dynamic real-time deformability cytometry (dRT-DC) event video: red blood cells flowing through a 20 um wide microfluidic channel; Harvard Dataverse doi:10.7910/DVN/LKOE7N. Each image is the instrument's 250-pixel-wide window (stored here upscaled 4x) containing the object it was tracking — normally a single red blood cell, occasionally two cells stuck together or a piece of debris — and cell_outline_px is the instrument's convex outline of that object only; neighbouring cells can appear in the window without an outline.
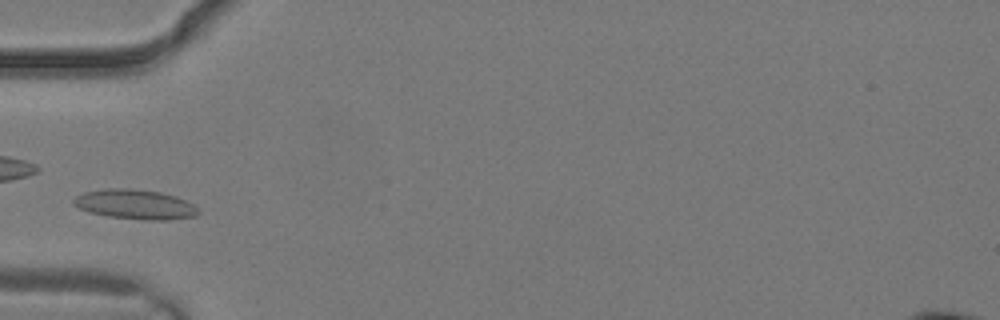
{"species": "common noctule bat (a hibernating species)", "species_latin": "Nyctalus noctula", "temperature_condition": "warm", "stored_images_in_passage": 3, "camera_frame_rate_fps": 3000, "um_per_image_px": 0.085, "animal": {"sex": "male", "body_mass_g": 19.2, "forearm_length_mm": 51.8}, "frame": {"image": 1, "passage_image": 3, "time_ms": 0.667, "image_size_px": [1000, 320], "cell_outline_px": [[200, 212], [196, 216], [164, 220], [148, 220], [108, 216], [88, 212], [72, 204], [72, 200], [76, 196], [84, 192], [104, 188], [132, 188], [160, 192], [176, 196], [192, 204]], "centroid_in_image_um": [11.45, 17.36], "position_along_channel_um": 73.5, "area_um2": 21.56}}